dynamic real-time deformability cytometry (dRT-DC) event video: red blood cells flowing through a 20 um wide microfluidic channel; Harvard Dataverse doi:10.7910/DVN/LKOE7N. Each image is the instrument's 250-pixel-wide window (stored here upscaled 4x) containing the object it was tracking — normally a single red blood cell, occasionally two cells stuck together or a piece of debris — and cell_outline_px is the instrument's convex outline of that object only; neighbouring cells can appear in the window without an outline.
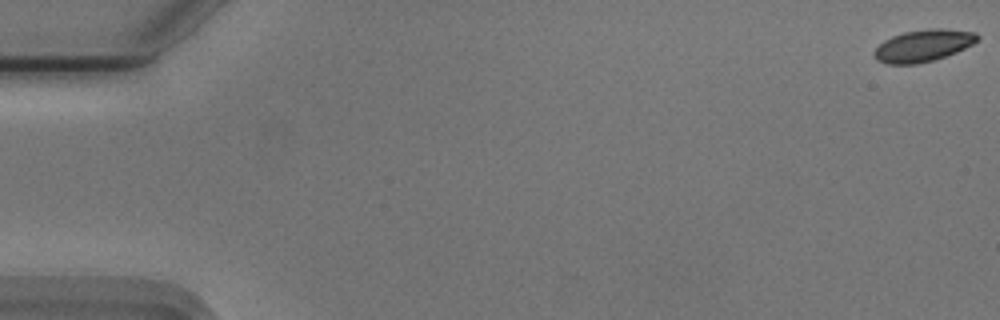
{"species": "Egyptian fruit bat (a non-hibernating species)", "species_latin": "Rousettus aegyptiacus", "temperature_condition": "cold", "stored_images_in_passage": 13, "camera_frame_rate_fps": 3000, "um_per_image_px": 0.085, "animal": {"sex": "male"}, "frame": {"image": 1, "passage_image": 1, "time_ms": 0.0, "image_size_px": [1000, 320], "cell_outline_px": [[980, 36], [972, 44], [956, 52], [932, 60], [916, 64], [888, 64], [876, 60], [876, 48], [884, 40], [892, 36], [904, 32], [940, 28], [976, 32]], "centroid_in_image_um": [78.48, 3.87], "position_along_channel_um": 6.5, "area_um2": 18.79}}